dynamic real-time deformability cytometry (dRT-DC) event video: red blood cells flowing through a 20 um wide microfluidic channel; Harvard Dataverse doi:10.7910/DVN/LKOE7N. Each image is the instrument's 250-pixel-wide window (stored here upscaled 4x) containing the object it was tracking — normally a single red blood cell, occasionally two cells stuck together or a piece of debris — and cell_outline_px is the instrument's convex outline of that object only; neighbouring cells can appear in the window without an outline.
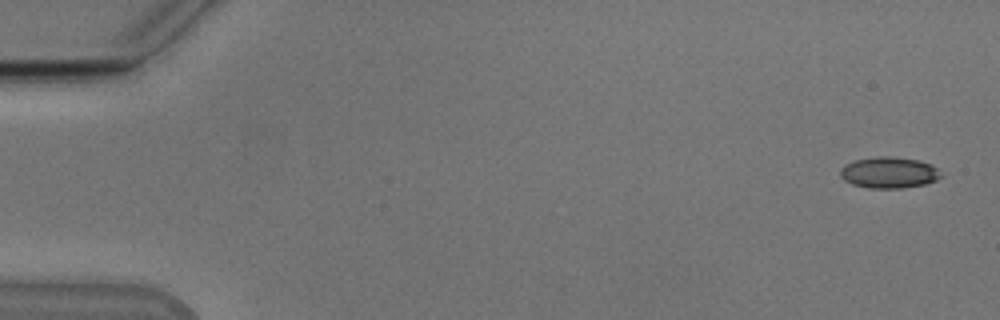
{"species": "Egyptian fruit bat (a non-hibernating species)", "species_latin": "Rousettus aegyptiacus", "temperature_condition": "cold", "stored_images_in_passage": 52, "camera_frame_rate_fps": 3000, "um_per_image_px": 0.085, "animal": {"sex": "male"}, "frame": {"image": 1, "passage_image": 1, "time_ms": 0.0, "image_size_px": [1000, 320], "cell_outline_px": [[944, 176], [936, 180], [924, 184], [900, 188], [868, 188], [852, 184], [844, 180], [840, 176], [840, 168], [844, 164], [856, 160], [876, 156], [888, 156], [916, 160], [932, 164]], "centroid_in_image_um": [75.55, 14.67], "position_along_channel_um": 9.5, "area_um2": 18.32}}
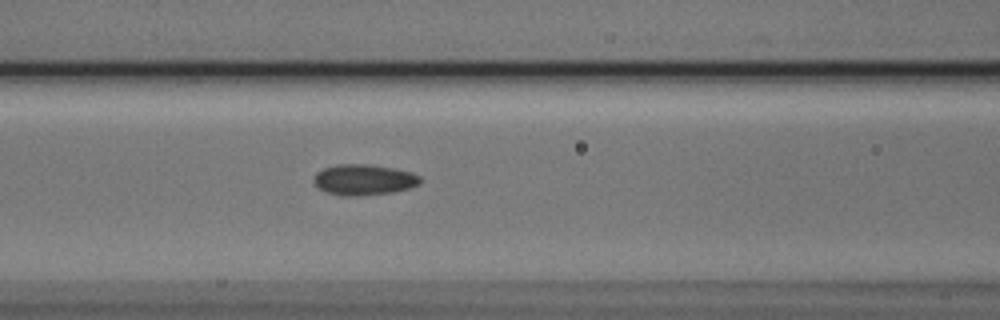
{"frame": {"image": 2, "passage_image": 22, "time_ms": 7.0, "image_size_px": [1000, 320], "cell_outline_px": [[424, 180], [420, 184], [408, 188], [392, 192], [360, 196], [344, 196], [324, 192], [312, 180], [316, 172], [324, 168], [336, 164], [372, 164], [396, 168], [412, 172], [420, 176]], "centroid_in_image_um": [30.95, 15.27], "position_along_channel_um": 135.7, "area_um2": 19.42}}
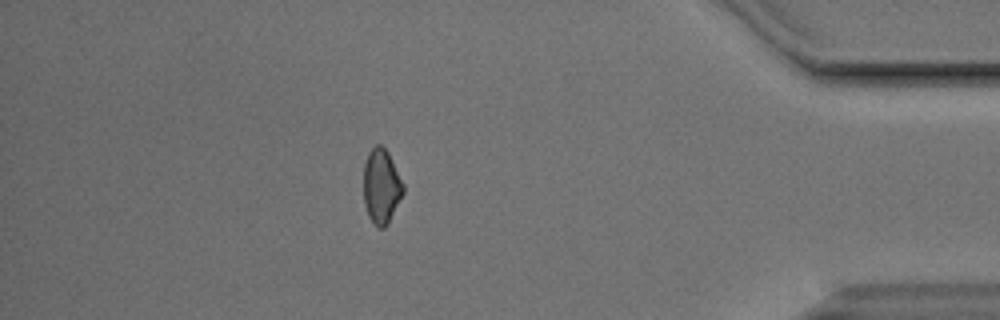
{"frame": {"image": 3, "passage_image": 46, "time_ms": 15.0, "image_size_px": [1000, 320], "cell_outline_px": [[404, 192], [388, 224], [384, 228], [380, 228], [368, 216], [364, 204], [364, 164], [368, 152], [376, 144], [380, 144], [388, 152], [404, 184]], "centroid_in_image_um": [32.42, 15.82], "position_along_channel_um": 402.8, "area_um2": 17.22}, "authors_computed_cell_mechanics": {"area_um2": 18.3226, "velocity_mm_per_s": 3.8503, "shape_relaxation_time_tau1_ms": 3.8933, "shape_relaxation_time_tau2_ms": 5.1347, "deformation_change_tau1": 0.0855, "deformation_change_tau2": 0.0919}}